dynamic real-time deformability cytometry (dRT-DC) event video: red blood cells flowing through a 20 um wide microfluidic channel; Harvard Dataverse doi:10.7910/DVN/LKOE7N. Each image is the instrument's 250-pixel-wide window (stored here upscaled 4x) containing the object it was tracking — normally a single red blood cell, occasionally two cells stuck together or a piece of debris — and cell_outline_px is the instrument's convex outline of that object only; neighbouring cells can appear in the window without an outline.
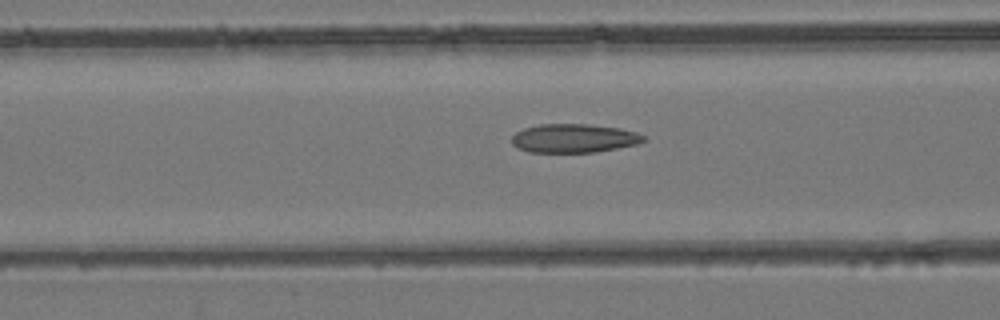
{"species": "common noctule bat (a hibernating species)", "species_latin": "Nyctalus noctula", "temperature_condition": "room temperature", "stored_images_in_passage": 34, "camera_frame_rate_fps": 3000, "um_per_image_px": 0.085, "animal": {"sex": "female", "body_mass_g": 24.6, "forearm_length_mm": 56.2}, "frame": {"image": 1, "passage_image": 6, "time_ms": 1.667, "image_size_px": [1000, 320], "cell_outline_px": [[644, 140], [636, 144], [596, 152], [528, 152], [516, 148], [512, 144], [512, 136], [516, 132], [524, 128], [540, 124], [588, 124], [620, 128], [636, 132], [644, 136]], "centroid_in_image_um": [48.74, 11.75], "position_along_channel_um": 117.9, "area_um2": 22.02}}
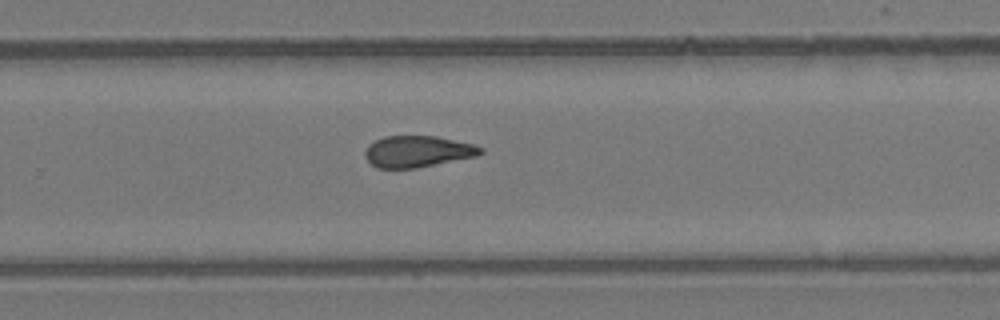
{"frame": {"image": 2, "passage_image": 18, "time_ms": 5.667, "image_size_px": [1000, 320], "cell_outline_px": [[484, 152], [476, 156], [416, 168], [376, 168], [364, 156], [364, 152], [368, 144], [384, 136], [436, 136], [472, 144], [484, 148]], "centroid_in_image_um": [35.47, 12.87], "position_along_channel_um": 294.3, "area_um2": 21.1}}
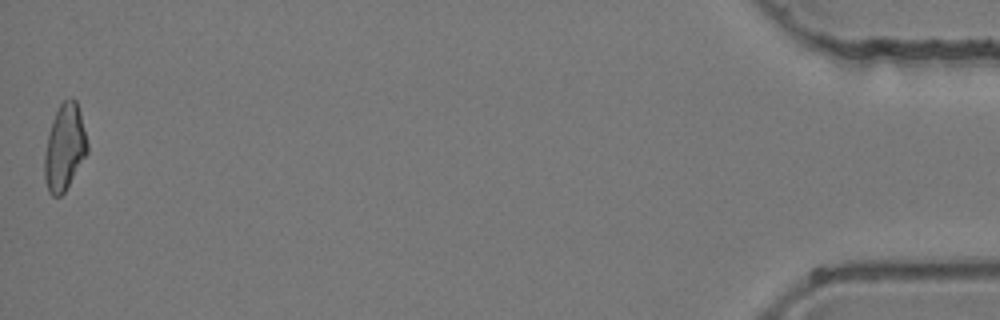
{"frame": {"image": 3, "passage_image": 34, "time_ms": 11.0, "image_size_px": [1000, 320], "cell_outline_px": [[88, 152], [64, 192], [60, 196], [52, 196], [48, 192], [44, 180], [44, 156], [48, 136], [52, 120], [60, 104], [64, 100], [72, 96], [76, 100], [80, 112], [88, 144]], "centroid_in_image_um": [5.48, 12.53], "position_along_channel_um": 429.7, "area_um2": 21.44}}